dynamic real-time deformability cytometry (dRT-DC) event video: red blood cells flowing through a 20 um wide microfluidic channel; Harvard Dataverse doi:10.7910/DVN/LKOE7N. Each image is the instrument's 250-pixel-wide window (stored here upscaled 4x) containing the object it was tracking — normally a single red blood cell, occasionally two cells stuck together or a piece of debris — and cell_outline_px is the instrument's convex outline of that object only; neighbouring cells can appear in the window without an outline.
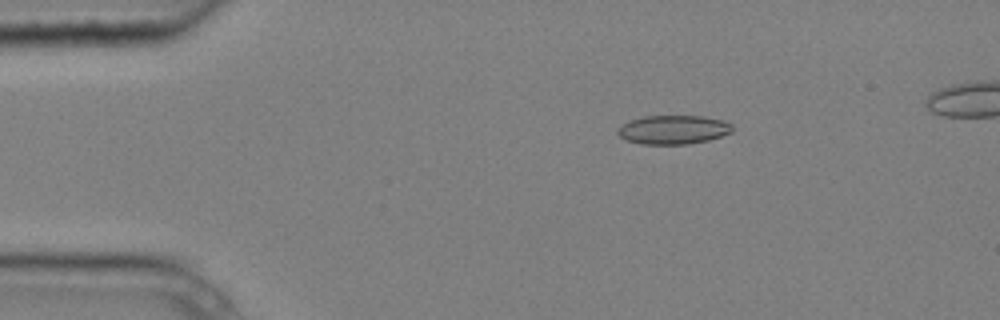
{"species": "common noctule bat (a hibernating species)", "species_latin": "Nyctalus noctula", "temperature_condition": "cold", "stored_images_in_passage": 5, "camera_frame_rate_fps": 3000, "um_per_image_px": 0.085, "animal": {"sex": "male", "body_mass_g": 20.4}, "frame": {"image": 1, "passage_image": 3, "time_ms": 0.667, "image_size_px": [1000, 320], "cell_outline_px": [[732, 132], [708, 140], [688, 144], [640, 144], [628, 140], [620, 136], [616, 132], [616, 128], [628, 120], [644, 116], [704, 116], [724, 120], [732, 124]], "centroid_in_image_um": [57.21, 11.01], "position_along_channel_um": 27.8, "area_um2": 19.42}}